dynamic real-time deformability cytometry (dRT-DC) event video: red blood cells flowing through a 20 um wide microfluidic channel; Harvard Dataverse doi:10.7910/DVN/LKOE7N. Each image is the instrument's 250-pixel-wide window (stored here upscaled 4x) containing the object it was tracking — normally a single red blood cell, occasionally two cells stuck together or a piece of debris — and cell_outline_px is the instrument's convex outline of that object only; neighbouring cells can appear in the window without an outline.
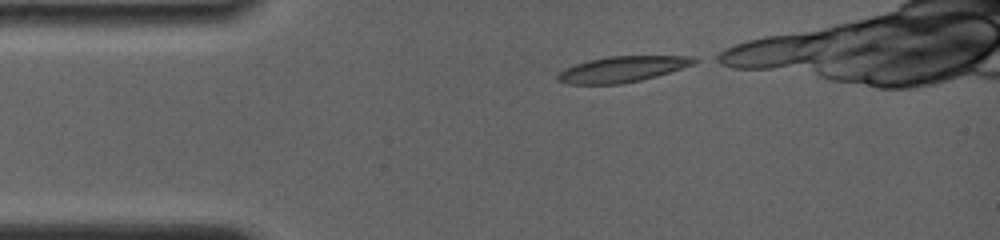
{"species": "common noctule bat (a hibernating species)", "species_latin": "Nyctalus noctula", "temperature_condition": "room temperature", "stored_images_in_passage": 3, "camera_frame_rate_fps": 4000, "um_per_image_px": 0.085, "animal": {"sex": "female", "body_mass_g": 19.0, "forearm_length_mm": 56.7}, "frame": {"image": 1, "passage_image": 1, "time_ms": 0.0, "image_size_px": [1000, 240], "cell_outline_px": [[700, 60], [692, 64], [656, 76], [640, 80], [620, 84], [568, 84], [556, 80], [556, 76], [564, 68], [588, 60], [608, 56], [696, 56]], "centroid_in_image_um": [52.86, 5.88], "position_along_channel_um": 32.1, "area_um2": 20.4}}